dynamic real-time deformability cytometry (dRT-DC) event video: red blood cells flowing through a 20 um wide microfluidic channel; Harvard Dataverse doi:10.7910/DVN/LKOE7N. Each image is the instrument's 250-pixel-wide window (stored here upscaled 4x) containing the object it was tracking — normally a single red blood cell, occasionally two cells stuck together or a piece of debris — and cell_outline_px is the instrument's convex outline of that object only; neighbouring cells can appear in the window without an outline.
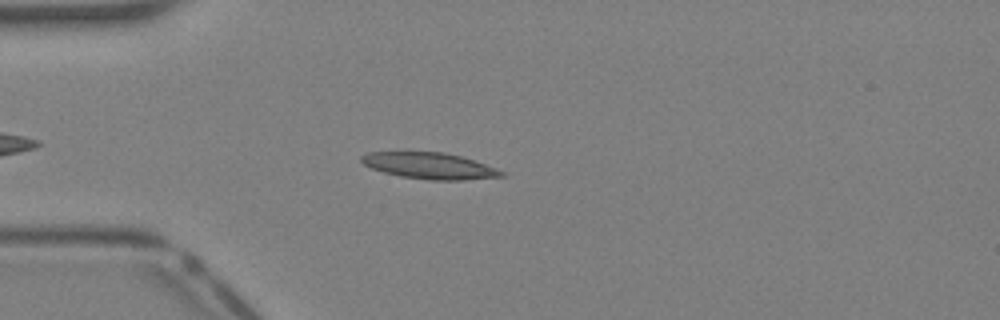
{"species": "Egyptian fruit bat (a non-hibernating species)", "species_latin": "Rousettus aegyptiacus", "temperature_condition": "warm", "stored_images_in_passage": 29, "camera_frame_rate_fps": 3000, "um_per_image_px": 0.085, "animal": {"sex": "female"}, "frame": {"image": 1, "passage_image": 5, "time_ms": 1.333, "image_size_px": [1000, 320], "cell_outline_px": [[504, 176], [460, 180], [432, 180], [400, 176], [384, 172], [372, 168], [364, 164], [360, 160], [360, 156], [368, 152], [444, 152], [460, 156], [496, 168], [504, 172]], "centroid_in_image_um": [36.48, 14.09], "position_along_channel_um": 48.5, "area_um2": 21.15}}
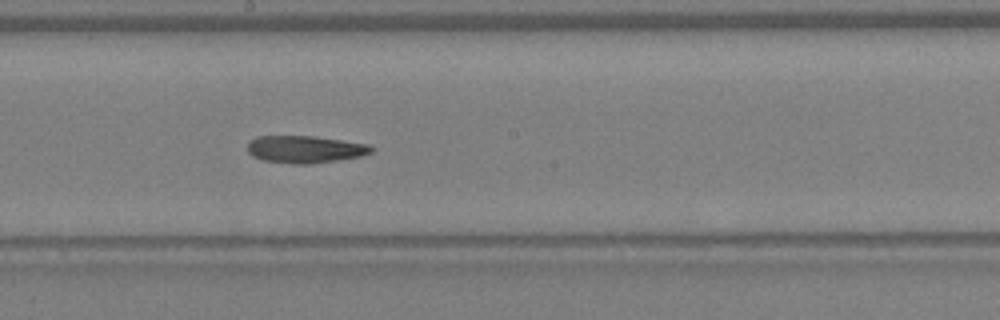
{"frame": {"image": 2, "passage_image": 16, "time_ms": 5.0, "image_size_px": [1000, 320], "cell_outline_px": [[376, 148], [372, 152], [360, 156], [336, 160], [308, 164], [292, 164], [264, 160], [252, 156], [248, 152], [248, 144], [256, 136], [312, 136], [368, 144]], "centroid_in_image_um": [25.93, 12.69], "position_along_channel_um": 222.3, "area_um2": 19.54}}
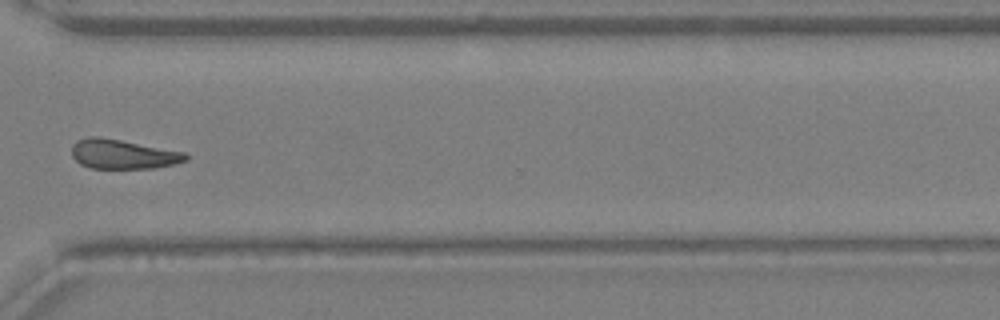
{"frame": {"image": 3, "passage_image": 24, "time_ms": 7.667, "image_size_px": [1000, 320], "cell_outline_px": [[188, 160], [156, 168], [92, 168], [80, 164], [72, 156], [72, 144], [76, 140], [88, 136], [100, 136], [184, 152], [188, 156]], "centroid_in_image_um": [10.41, 13.09], "position_along_channel_um": 360.2, "area_um2": 19.54}}